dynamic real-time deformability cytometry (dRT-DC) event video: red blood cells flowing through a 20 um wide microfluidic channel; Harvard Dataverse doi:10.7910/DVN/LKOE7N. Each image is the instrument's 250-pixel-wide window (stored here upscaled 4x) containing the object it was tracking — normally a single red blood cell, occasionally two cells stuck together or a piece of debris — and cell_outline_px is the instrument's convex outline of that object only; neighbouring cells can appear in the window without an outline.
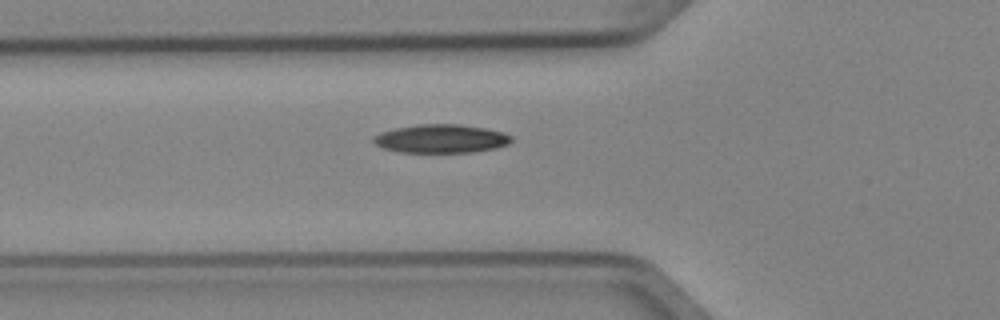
{"species": "Egyptian fruit bat (a non-hibernating species)", "species_latin": "Rousettus aegyptiacus", "temperature_condition": "cold", "stored_images_in_passage": 5, "camera_frame_rate_fps": 3000, "um_per_image_px": 0.085, "animal": {"sex": "female"}, "frame": {"image": 1, "passage_image": 5, "time_ms": 1.333, "image_size_px": [1000, 320], "cell_outline_px": [[512, 140], [508, 144], [496, 148], [472, 152], [400, 152], [384, 148], [376, 144], [372, 140], [372, 136], [380, 132], [396, 128], [416, 124], [460, 124], [484, 128], [500, 132], [512, 136]], "centroid_in_image_um": [37.46, 11.78], "position_along_channel_um": 88.3, "area_um2": 22.83}}